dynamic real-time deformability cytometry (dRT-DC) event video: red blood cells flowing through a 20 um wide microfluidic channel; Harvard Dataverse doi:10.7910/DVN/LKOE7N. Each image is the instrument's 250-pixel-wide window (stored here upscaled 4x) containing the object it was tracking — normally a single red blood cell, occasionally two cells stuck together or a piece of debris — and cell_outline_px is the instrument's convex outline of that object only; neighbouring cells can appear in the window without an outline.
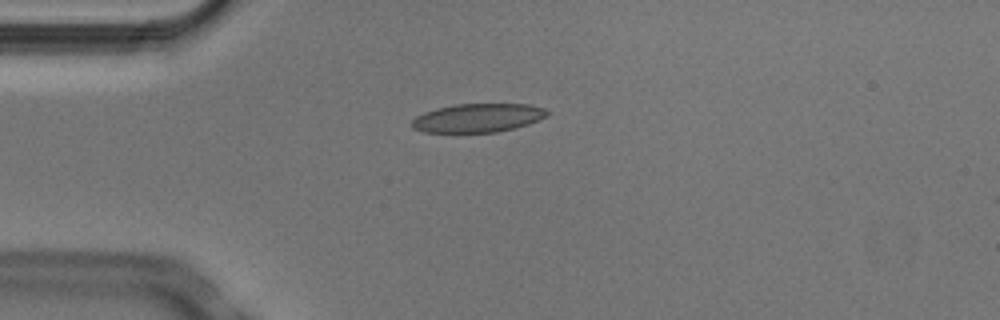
{"species": "Egyptian fruit bat (a non-hibernating species)", "species_latin": "Rousettus aegyptiacus", "temperature_condition": "cold", "stored_images_in_passage": 5, "camera_frame_rate_fps": 3000, "um_per_image_px": 0.085, "animal": {"sex": "male"}, "frame": {"image": 1, "passage_image": 3, "time_ms": 0.667, "image_size_px": [1000, 320], "cell_outline_px": [[548, 116], [528, 124], [516, 128], [496, 132], [424, 132], [412, 128], [412, 120], [416, 116], [424, 112], [436, 108], [456, 104], [528, 104], [544, 108], [548, 112]], "centroid_in_image_um": [40.62, 10.02], "position_along_channel_um": 44.4, "area_um2": 22.6}}